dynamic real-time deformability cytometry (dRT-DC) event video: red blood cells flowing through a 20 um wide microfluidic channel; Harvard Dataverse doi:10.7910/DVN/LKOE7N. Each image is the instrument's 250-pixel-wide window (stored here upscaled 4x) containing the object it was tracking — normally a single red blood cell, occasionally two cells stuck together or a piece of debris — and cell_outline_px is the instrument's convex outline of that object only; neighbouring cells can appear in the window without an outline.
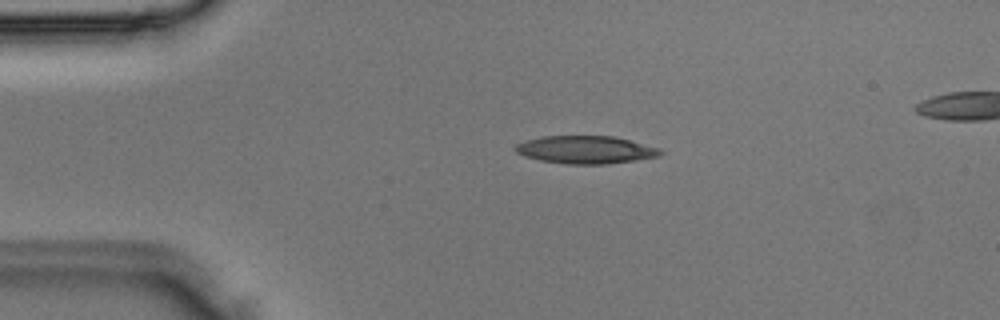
{"species": "Egyptian fruit bat (a non-hibernating species)", "species_latin": "Rousettus aegyptiacus", "temperature_condition": "room temperature", "stored_images_in_passage": 4, "camera_frame_rate_fps": 3000, "um_per_image_px": 0.085, "animal": {"sex": "male"}, "frame": {"image": 1, "passage_image": 2, "time_ms": 0.333, "image_size_px": [1000, 320], "cell_outline_px": [[664, 152], [660, 156], [636, 160], [608, 164], [568, 164], [540, 160], [524, 156], [516, 152], [512, 148], [516, 144], [524, 140], [540, 136], [612, 136], [660, 148]], "centroid_in_image_um": [49.75, 12.73], "position_along_channel_um": 35.3, "area_um2": 23.58}}